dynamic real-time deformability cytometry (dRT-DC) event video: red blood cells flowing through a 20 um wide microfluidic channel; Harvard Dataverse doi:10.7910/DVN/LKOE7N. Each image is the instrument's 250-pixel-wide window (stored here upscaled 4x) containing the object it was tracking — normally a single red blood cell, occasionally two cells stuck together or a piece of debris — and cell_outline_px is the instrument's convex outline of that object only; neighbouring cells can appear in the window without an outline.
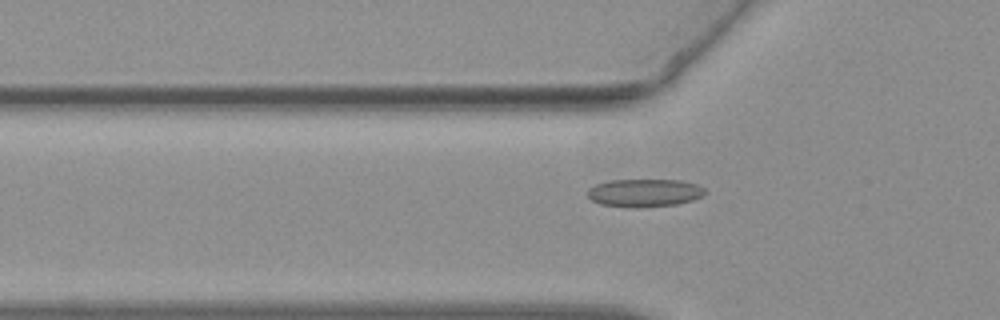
{"species": "common noctule bat (a hibernating species)", "species_latin": "Nyctalus noctula", "temperature_condition": "warm", "stored_images_in_passage": 48, "camera_frame_rate_fps": 3000, "um_per_image_px": 0.085, "animal": {"sex": "female", "body_mass_g": 19.3, "forearm_length_mm": 54.1}, "frame": {"image": 1, "passage_image": 18, "time_ms": 5.667, "image_size_px": [1000, 320], "cell_outline_px": [[708, 192], [692, 200], [676, 204], [636, 208], [632, 208], [600, 204], [592, 200], [588, 196], [588, 188], [596, 184], [608, 180], [680, 180], [696, 184], [704, 188]], "centroid_in_image_um": [54.76, 16.39], "position_along_channel_um": 71.0, "area_um2": 19.13}}
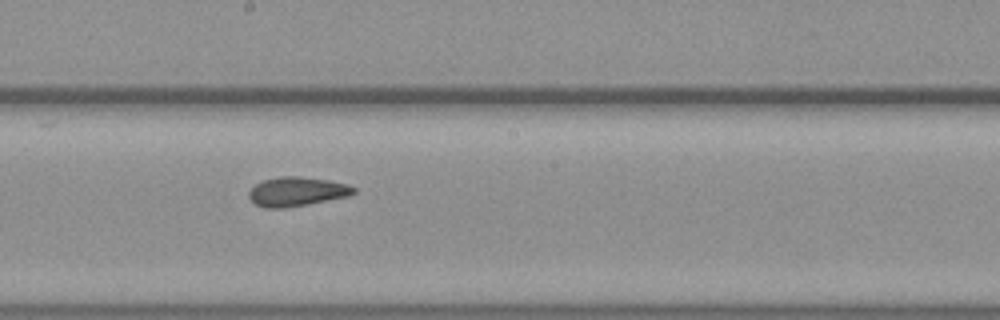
{"frame": {"image": 2, "passage_image": 30, "time_ms": 9.667, "image_size_px": [1000, 320], "cell_outline_px": [[356, 192], [348, 196], [308, 204], [284, 208], [264, 208], [256, 204], [248, 196], [248, 192], [256, 184], [264, 180], [280, 176], [296, 176], [328, 180], [348, 184], [356, 188]], "centroid_in_image_um": [25.24, 16.28], "position_along_channel_um": 223.0, "area_um2": 17.74}}
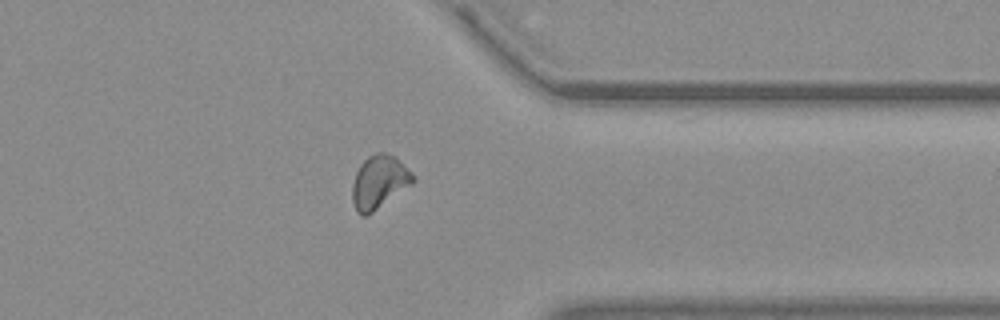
{"frame": {"image": 3, "passage_image": 43, "time_ms": 14.0, "image_size_px": [1000, 320], "cell_outline_px": [[416, 180], [412, 184], [372, 212], [364, 216], [360, 216], [356, 212], [352, 200], [352, 184], [356, 172], [360, 164], [368, 156], [376, 152], [384, 152], [396, 156], [412, 172]], "centroid_in_image_um": [32.22, 15.45], "position_along_channel_um": 379.2, "area_um2": 18.9}}